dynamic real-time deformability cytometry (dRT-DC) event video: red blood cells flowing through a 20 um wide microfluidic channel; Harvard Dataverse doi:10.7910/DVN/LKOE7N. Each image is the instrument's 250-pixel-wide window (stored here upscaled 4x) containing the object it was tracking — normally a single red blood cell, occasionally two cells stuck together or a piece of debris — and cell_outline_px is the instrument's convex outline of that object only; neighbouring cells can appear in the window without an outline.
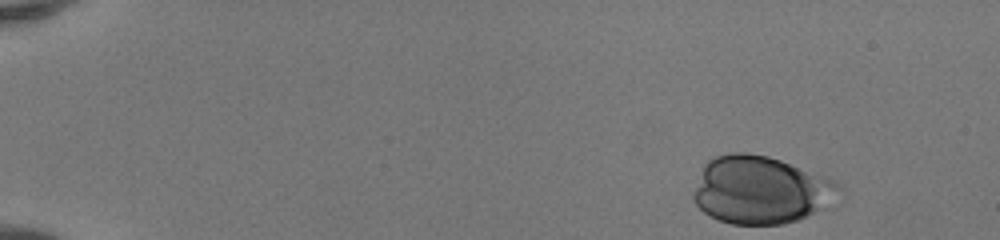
{"species": "human", "species_latin": "Homo sapiens", "temperature_condition": "room temperature", "stored_images_in_passage": 39, "camera_frame_rate_fps": 3000, "um_per_image_px": 0.085, "donor": {"sex": "female"}, "frame": {"image": 1, "passage_image": 1, "time_ms": 0.0, "image_size_px": [1000, 240], "cell_outline_px": [[844, 192], [808, 216], [784, 224], [732, 224], [720, 220], [704, 212], [696, 204], [692, 196], [692, 192], [704, 164], [708, 160], [716, 156], [732, 152], [748, 152], [768, 156], [780, 160], [836, 180], [844, 188]], "centroid_in_image_um": [64.65, 16.13], "position_along_channel_um": 20.3, "area_um2": 57.4}}
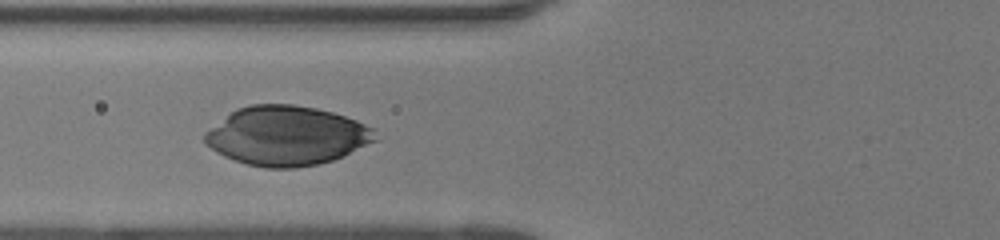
{"frame": {"image": 2, "passage_image": 17, "time_ms": 5.333, "image_size_px": [1000, 240], "cell_outline_px": [[376, 140], [344, 156], [332, 160], [316, 164], [296, 168], [264, 168], [248, 164], [224, 156], [216, 152], [204, 144], [204, 132], [236, 108], [252, 104], [292, 104], [316, 108], [332, 112], [356, 120], [376, 128]], "centroid_in_image_um": [24.35, 11.54], "position_along_channel_um": 101.4, "area_um2": 58.96}}
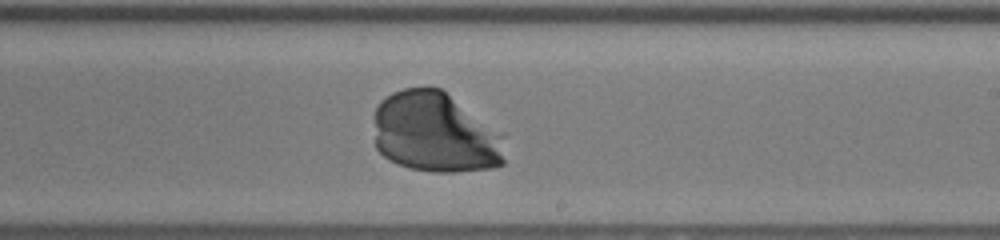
{"frame": {"image": 3, "passage_image": 28, "time_ms": 9.0, "image_size_px": [1000, 240], "cell_outline_px": [[504, 164], [492, 168], [456, 172], [432, 172], [408, 168], [388, 160], [376, 148], [376, 108], [380, 100], [392, 92], [404, 88], [440, 88], [504, 132]], "centroid_in_image_um": [37.04, 11.29], "position_along_channel_um": 252.0, "area_um2": 62.08}}